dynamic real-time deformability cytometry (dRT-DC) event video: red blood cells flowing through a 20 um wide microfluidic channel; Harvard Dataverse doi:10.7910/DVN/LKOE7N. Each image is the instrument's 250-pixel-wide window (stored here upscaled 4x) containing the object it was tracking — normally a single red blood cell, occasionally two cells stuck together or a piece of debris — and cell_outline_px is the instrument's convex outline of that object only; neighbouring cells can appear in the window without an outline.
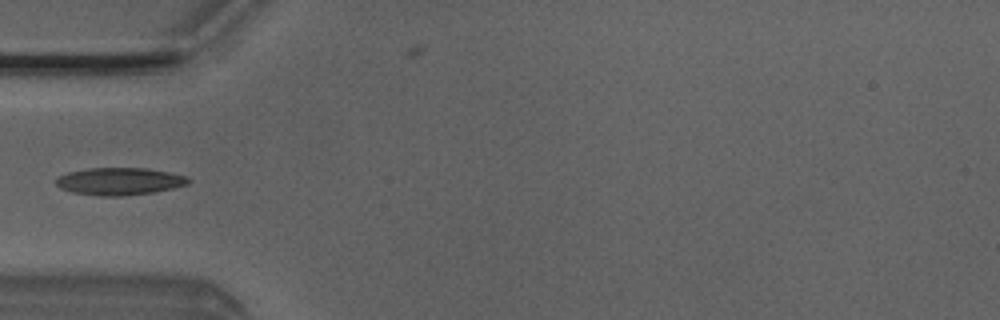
{"species": "Egyptian fruit bat (a non-hibernating species)", "species_latin": "Rousettus aegyptiacus", "temperature_condition": "room temperature", "stored_images_in_passage": 6, "camera_frame_rate_fps": 3000, "um_per_image_px": 0.085, "animal": {"sex": "male"}, "frame": {"image": 1, "passage_image": 5, "time_ms": 1.333, "image_size_px": [1000, 320], "cell_outline_px": [[192, 180], [188, 184], [156, 192], [124, 196], [100, 196], [72, 192], [60, 188], [56, 184], [56, 176], [68, 172], [88, 168], [148, 168], [188, 176]], "centroid_in_image_um": [10.16, 15.41], "position_along_channel_um": 74.8, "area_um2": 21.33}}